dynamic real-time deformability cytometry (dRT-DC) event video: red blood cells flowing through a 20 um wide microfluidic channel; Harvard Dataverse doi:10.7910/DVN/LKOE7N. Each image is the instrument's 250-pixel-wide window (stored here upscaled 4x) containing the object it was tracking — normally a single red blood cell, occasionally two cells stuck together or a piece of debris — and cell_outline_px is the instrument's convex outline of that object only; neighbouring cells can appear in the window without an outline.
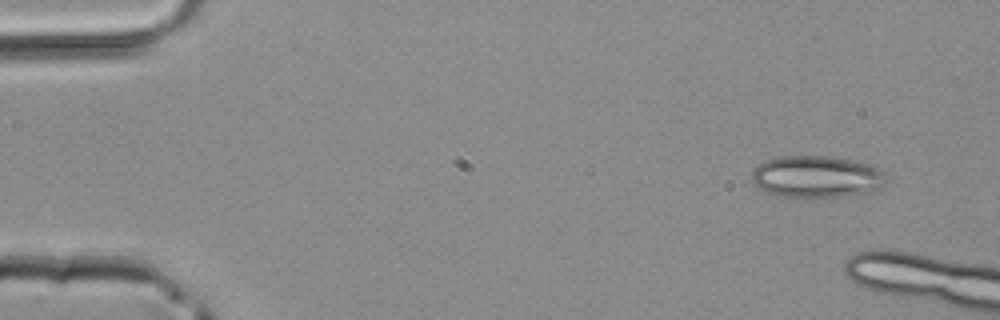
{"species": "common noctule bat (a hibernating species)", "species_latin": "Nyctalus noctula", "temperature_condition": "room temperature", "stored_images_in_passage": 2, "camera_frame_rate_fps": 3000, "um_per_image_px": 0.085, "animal": {"sex": "male", "body_mass_g": 20.4}, "frame": {"image": 1, "passage_image": 1, "time_ms": 0.0, "image_size_px": [1000, 320], "cell_outline_px": [[884, 184], [880, 188], [872, 192], [840, 196], [800, 200], [776, 196], [764, 192], [756, 188], [752, 180], [752, 172], [756, 164], [764, 160], [780, 156], [832, 156], [872, 164], [880, 168], [884, 172]], "centroid_in_image_um": [69.35, 15.05], "position_along_channel_um": 15.7, "area_um2": 34.04}}